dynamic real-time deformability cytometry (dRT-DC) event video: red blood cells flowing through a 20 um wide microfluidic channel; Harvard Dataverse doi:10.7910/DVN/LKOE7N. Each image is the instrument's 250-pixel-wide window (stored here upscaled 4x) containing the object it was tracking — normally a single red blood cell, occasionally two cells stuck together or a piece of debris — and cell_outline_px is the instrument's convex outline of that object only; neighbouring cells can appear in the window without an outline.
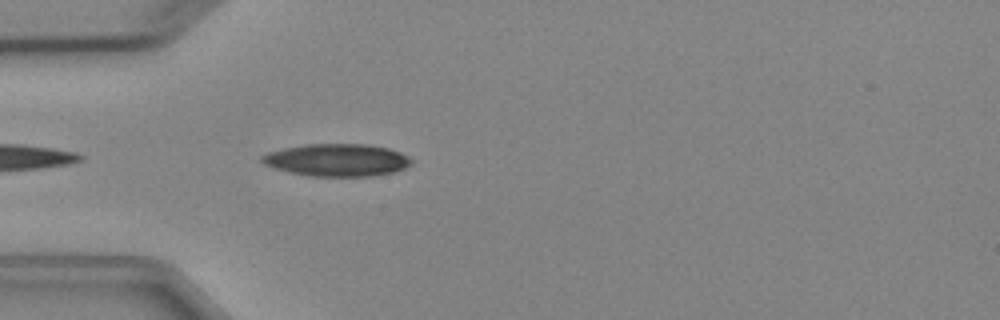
{"species": "Egyptian fruit bat (a non-hibernating species)", "species_latin": "Rousettus aegyptiacus", "temperature_condition": "cold", "stored_images_in_passage": 2, "camera_frame_rate_fps": 3000, "um_per_image_px": 0.085, "animal": {"sex": "female"}, "frame": {"image": 1, "passage_image": 2, "time_ms": 1.333, "image_size_px": [1000, 320], "cell_outline_px": [[412, 164], [396, 172], [372, 176], [308, 176], [288, 172], [264, 164], [260, 160], [260, 156], [268, 152], [284, 148], [308, 144], [368, 144], [388, 148], [400, 152], [408, 156], [412, 160]], "centroid_in_image_um": [28.66, 13.6], "position_along_channel_um": 56.3, "area_um2": 28.38}}